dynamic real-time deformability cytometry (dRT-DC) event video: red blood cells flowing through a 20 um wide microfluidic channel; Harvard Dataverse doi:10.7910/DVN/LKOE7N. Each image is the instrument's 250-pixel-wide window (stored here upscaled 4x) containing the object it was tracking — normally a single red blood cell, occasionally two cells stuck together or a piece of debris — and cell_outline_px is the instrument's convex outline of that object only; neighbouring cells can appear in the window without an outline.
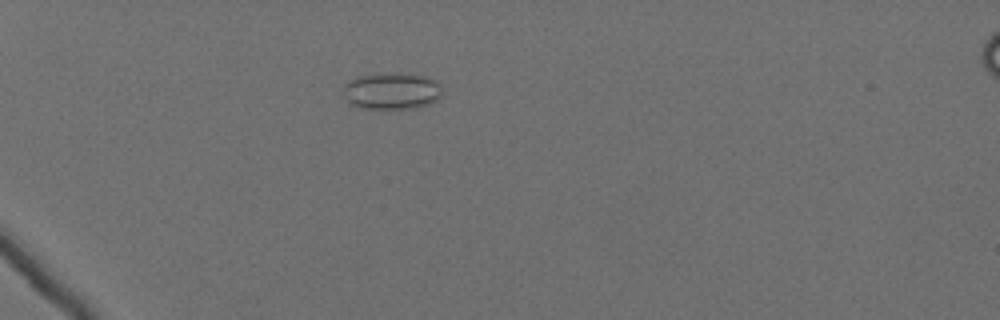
{"species": "Egyptian fruit bat (a non-hibernating species)", "species_latin": "Rousettus aegyptiacus", "temperature_condition": "cold", "stored_images_in_passage": 26, "camera_frame_rate_fps": 3000, "um_per_image_px": 0.085, "animal": {"sex": "female"}, "frame": {"image": 1, "passage_image": 22, "time_ms": 7.0, "image_size_px": [1000, 320], "cell_outline_px": [[440, 96], [436, 100], [428, 104], [416, 108], [356, 108], [348, 100], [344, 88], [344, 84], [348, 80], [356, 76], [428, 76], [440, 84]], "centroid_in_image_um": [33.29, 7.79], "position_along_channel_um": 51.7, "area_um2": 20.11}}